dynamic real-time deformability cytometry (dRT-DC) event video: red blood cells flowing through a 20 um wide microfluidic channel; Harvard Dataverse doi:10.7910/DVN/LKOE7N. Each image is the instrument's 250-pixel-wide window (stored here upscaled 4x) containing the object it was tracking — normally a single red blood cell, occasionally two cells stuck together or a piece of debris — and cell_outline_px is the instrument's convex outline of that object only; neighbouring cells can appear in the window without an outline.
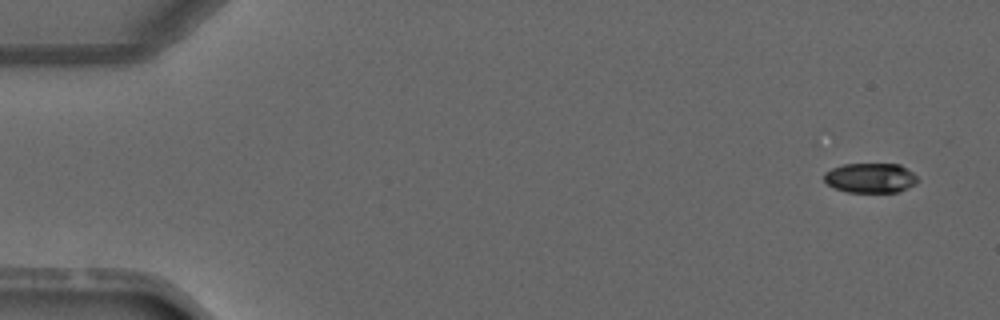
{"species": "common noctule bat (a hibernating species)", "species_latin": "Nyctalus noctula", "temperature_condition": "warm", "stored_images_in_passage": 4, "camera_frame_rate_fps": 3000, "um_per_image_px": 0.085, "animal": {"sex": "male", "forearm_length_mm": 52.5}, "frame": {"image": 1, "passage_image": 1, "time_ms": 0.0, "image_size_px": [1000, 320], "cell_outline_px": [[916, 184], [896, 192], [848, 192], [836, 188], [828, 184], [824, 180], [824, 172], [832, 168], [844, 164], [900, 164], [912, 172], [916, 176]], "centroid_in_image_um": [73.97, 15.12], "position_along_channel_um": 11.0, "area_um2": 16.07}}
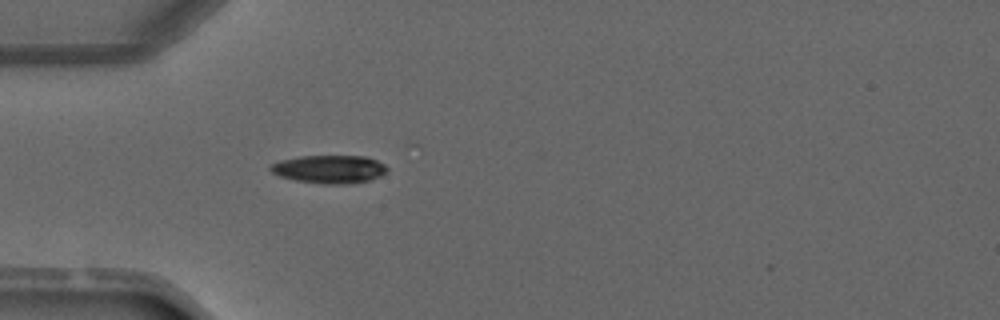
{"frame": {"image": 2, "passage_image": 4, "time_ms": 3.667, "image_size_px": [1000, 320], "cell_outline_px": [[388, 172], [380, 176], [368, 180], [344, 184], [324, 184], [296, 180], [280, 176], [272, 172], [268, 168], [268, 164], [280, 160], [300, 156], [368, 156], [384, 164], [388, 168]], "centroid_in_image_um": [27.98, 14.37], "position_along_channel_um": 57.0, "area_um2": 19.19}}